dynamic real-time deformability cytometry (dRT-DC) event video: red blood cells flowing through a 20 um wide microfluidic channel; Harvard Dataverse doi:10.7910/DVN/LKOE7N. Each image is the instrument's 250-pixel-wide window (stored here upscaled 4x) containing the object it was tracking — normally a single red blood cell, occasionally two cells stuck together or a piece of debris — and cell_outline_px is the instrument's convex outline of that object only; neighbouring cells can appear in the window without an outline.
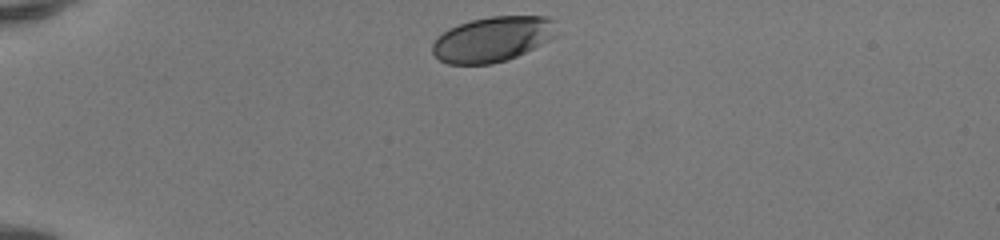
{"species": "human", "species_latin": "Homo sapiens", "temperature_condition": "room temperature", "stored_images_in_passage": 33, "camera_frame_rate_fps": 3000, "um_per_image_px": 0.085, "donor": {"sex": "female"}, "frame": {"image": 1, "passage_image": 1, "time_ms": 0.0, "image_size_px": [1000, 240], "cell_outline_px": [[556, 20], [552, 36], [548, 40], [516, 56], [492, 64], [448, 64], [440, 60], [432, 52], [432, 44], [448, 28], [472, 20], [492, 16], [548, 16]], "centroid_in_image_um": [41.84, 3.32], "position_along_channel_um": 43.2, "area_um2": 32.14}}
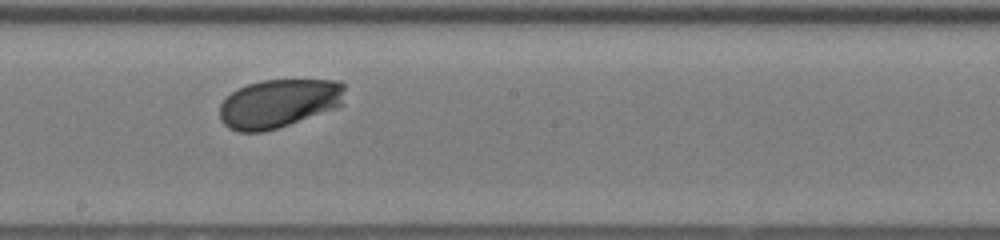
{"frame": {"image": 2, "passage_image": 18, "time_ms": 5.667, "image_size_px": [1000, 240], "cell_outline_px": [[344, 104], [336, 108], [264, 132], [240, 132], [228, 128], [220, 120], [220, 104], [232, 92], [248, 84], [260, 80], [340, 80], [344, 84]], "centroid_in_image_um": [23.71, 8.78], "position_along_channel_um": 224.5, "area_um2": 35.49}}
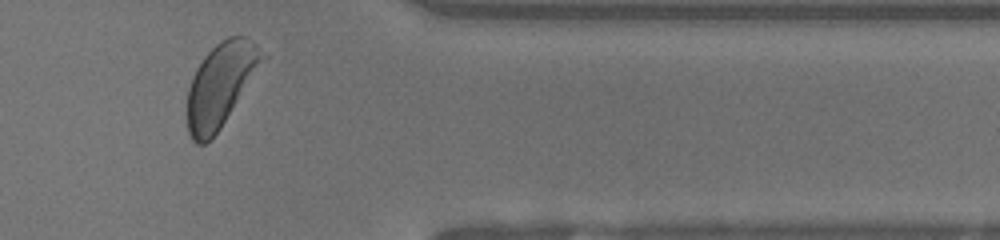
{"frame": {"image": 3, "passage_image": 31, "time_ms": 10.0, "image_size_px": [1000, 240], "cell_outline_px": [[268, 56], [220, 128], [204, 144], [196, 144], [192, 140], [188, 132], [188, 88], [192, 76], [196, 68], [204, 56], [220, 40], [228, 36], [244, 36], [256, 44]], "centroid_in_image_um": [18.77, 7.17], "position_along_channel_um": 392.6, "area_um2": 36.24}, "authors_computed_cell_mechanics": {"area_um2": 35.3736, "velocity_mm_per_s": 4.1023, "shape_relaxation_time_tau1_ms": 1.3049, "shape_relaxation_time_tau2_ms": null, "deformation_change_tau1": 0.0915, "deformation_change_tau2": null}}